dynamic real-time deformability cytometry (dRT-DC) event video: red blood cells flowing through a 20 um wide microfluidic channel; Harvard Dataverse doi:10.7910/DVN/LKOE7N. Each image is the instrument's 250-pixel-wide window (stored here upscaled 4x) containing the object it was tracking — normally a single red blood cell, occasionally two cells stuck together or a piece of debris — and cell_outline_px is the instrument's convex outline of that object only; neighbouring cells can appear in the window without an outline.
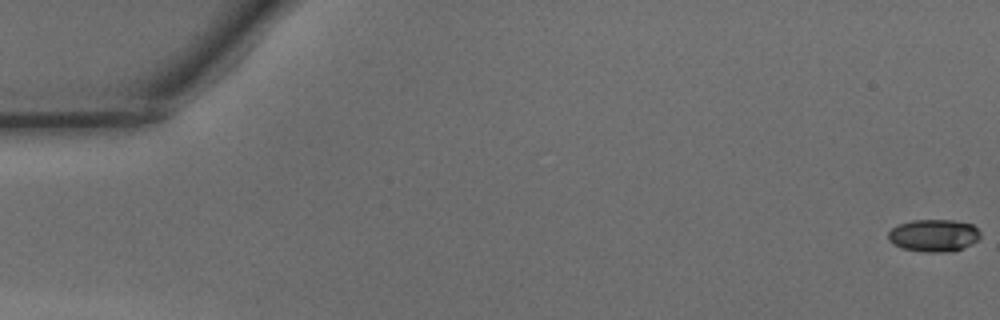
{"species": "common noctule bat (a hibernating species)", "species_latin": "Nyctalus noctula", "temperature_condition": "warm", "stored_images_in_passage": 50, "camera_frame_rate_fps": 3000, "um_per_image_px": 0.085, "animal": {"sex": "male", "body_mass_g": 15.6}, "frame": {"image": 1, "passage_image": 1, "time_ms": 0.0, "image_size_px": [1000, 320], "cell_outline_px": [[980, 236], [972, 244], [964, 248], [952, 252], [924, 252], [900, 248], [892, 244], [888, 240], [888, 232], [892, 228], [900, 224], [912, 220], [952, 220], [972, 224], [980, 232]], "centroid_in_image_um": [79.35, 20.03], "position_along_channel_um": 5.7, "area_um2": 17.51}}
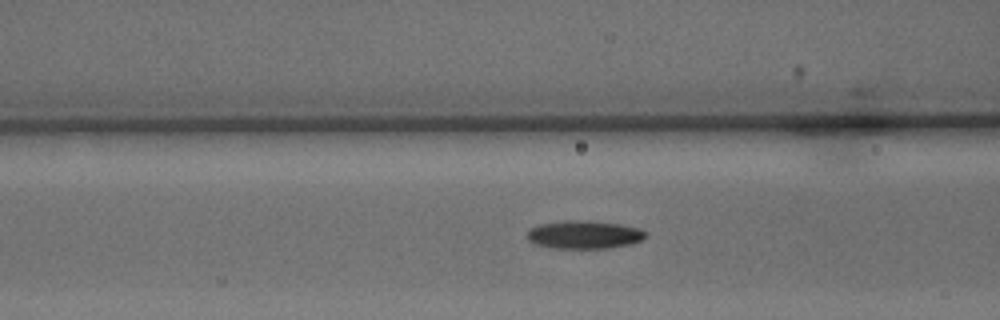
{"frame": {"image": 2, "passage_image": 20, "time_ms": 6.333, "image_size_px": [1000, 320], "cell_outline_px": [[648, 236], [644, 240], [632, 244], [608, 248], [552, 248], [532, 244], [524, 236], [532, 228], [540, 224], [568, 220], [592, 220], [620, 224], [640, 228], [648, 232]], "centroid_in_image_um": [49.69, 19.95], "position_along_channel_um": 116.9, "area_um2": 19.88}}
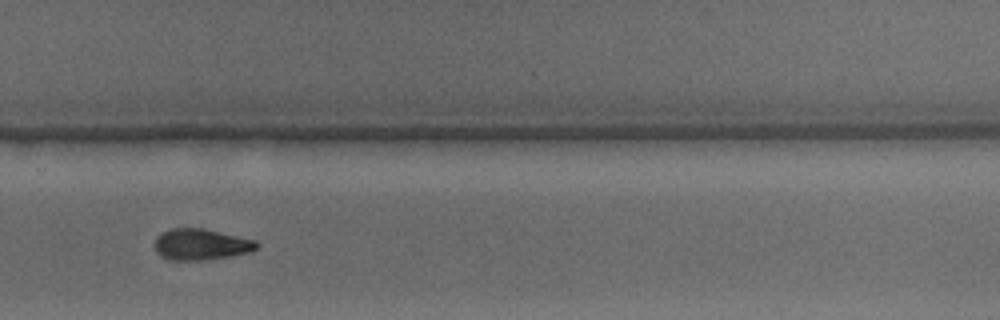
{"frame": {"image": 3, "passage_image": 34, "time_ms": 11.0, "image_size_px": [1000, 320], "cell_outline_px": [[260, 244], [252, 252], [232, 256], [204, 260], [168, 260], [160, 256], [156, 252], [152, 244], [156, 236], [160, 232], [172, 228], [204, 228], [256, 240]], "centroid_in_image_um": [17.05, 20.77], "position_along_channel_um": 312.8, "area_um2": 19.02}}